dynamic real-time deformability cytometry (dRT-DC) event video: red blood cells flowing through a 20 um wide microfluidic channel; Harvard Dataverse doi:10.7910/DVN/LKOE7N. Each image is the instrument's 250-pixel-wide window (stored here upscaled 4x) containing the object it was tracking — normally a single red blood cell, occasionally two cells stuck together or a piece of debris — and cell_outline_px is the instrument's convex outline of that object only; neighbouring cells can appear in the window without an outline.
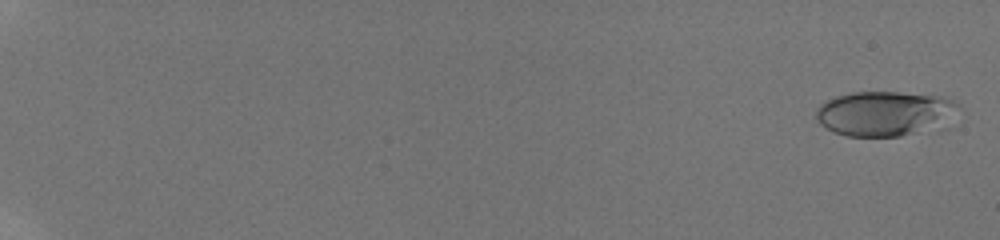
{"species": "human", "species_latin": "Homo sapiens", "temperature_condition": "room temperature", "stored_images_in_passage": 57, "camera_frame_rate_fps": 3000, "um_per_image_px": 0.085, "donor": {"sex": "male"}, "frame": {"image": 1, "passage_image": 2, "time_ms": 0.333, "image_size_px": [1000, 240], "cell_outline_px": [[960, 104], [936, 120], [912, 132], [900, 136], [848, 136], [832, 132], [820, 124], [816, 120], [816, 108], [820, 104], [836, 96], [852, 92], [896, 92], [940, 96], [956, 100]], "centroid_in_image_um": [74.92, 9.6], "position_along_channel_um": 10.1, "area_um2": 35.2}}
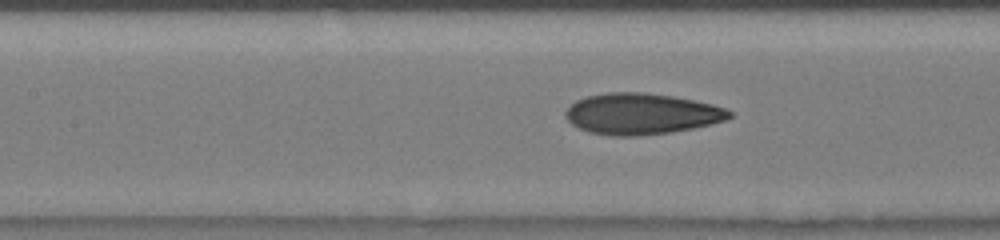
{"frame": {"image": 2, "passage_image": 31, "time_ms": 10.0, "image_size_px": [1000, 240], "cell_outline_px": [[732, 116], [728, 120], [712, 124], [672, 132], [636, 136], [612, 136], [588, 132], [572, 124], [564, 116], [564, 112], [576, 100], [588, 96], [608, 92], [644, 92], [672, 96], [712, 104], [724, 108], [732, 112]], "centroid_in_image_um": [54.52, 9.68], "position_along_channel_um": 152.9, "area_um2": 39.25}}
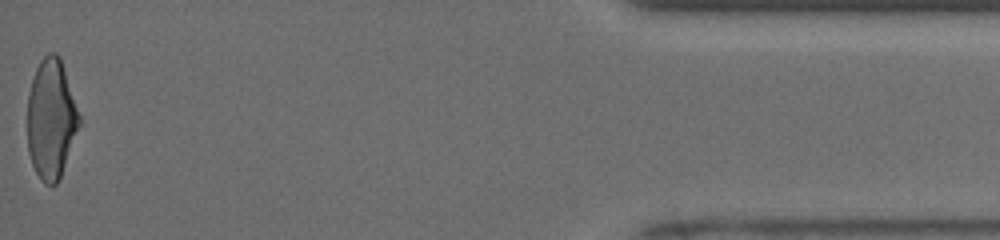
{"frame": {"image": 3, "passage_image": 57, "time_ms": 18.667, "image_size_px": [1000, 240], "cell_outline_px": [[80, 124], [60, 176], [56, 184], [44, 184], [40, 180], [32, 164], [28, 152], [28, 92], [36, 68], [40, 60], [48, 52], [56, 52], [60, 56], [80, 116]], "centroid_in_image_um": [4.33, 10.09], "position_along_channel_um": 430.9, "area_um2": 35.89}, "authors_computed_cell_mechanics": {"area_um2": 36.7608, "velocity_mm_per_s": 3.9703, "shape_relaxation_time_tau1_ms": 7.1739, "shape_relaxation_time_tau2_ms": 1.4071, "deformation_change_tau1": 0.2154, "deformation_change_tau2": 0.0849}}